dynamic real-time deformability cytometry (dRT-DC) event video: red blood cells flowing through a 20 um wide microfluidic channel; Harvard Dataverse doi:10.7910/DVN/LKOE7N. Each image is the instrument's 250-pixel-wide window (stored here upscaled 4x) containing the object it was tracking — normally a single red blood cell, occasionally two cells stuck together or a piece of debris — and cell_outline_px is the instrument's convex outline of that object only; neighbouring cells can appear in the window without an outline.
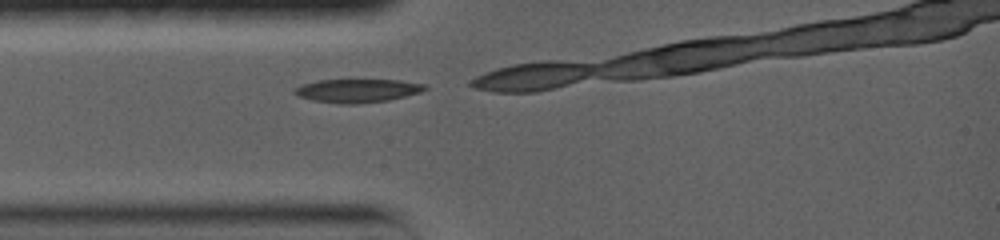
{"species": "common noctule bat (a hibernating species)", "species_latin": "Nyctalus noctula", "temperature_condition": "warm", "stored_images_in_passage": 10, "camera_frame_rate_fps": 5000, "um_per_image_px": 0.085, "animal": {"sex": "female", "body_mass_g": 19.0, "forearm_length_mm": 56.7}, "frame": {"image": 1, "passage_image": 1, "time_ms": 0.0, "image_size_px": [1000, 240], "cell_outline_px": [[428, 88], [420, 92], [388, 100], [356, 104], [340, 104], [312, 100], [296, 96], [292, 92], [300, 84], [316, 80], [400, 80], [424, 84]], "centroid_in_image_um": [30.31, 7.7], "position_along_channel_um": 54.7, "area_um2": 17.86}}